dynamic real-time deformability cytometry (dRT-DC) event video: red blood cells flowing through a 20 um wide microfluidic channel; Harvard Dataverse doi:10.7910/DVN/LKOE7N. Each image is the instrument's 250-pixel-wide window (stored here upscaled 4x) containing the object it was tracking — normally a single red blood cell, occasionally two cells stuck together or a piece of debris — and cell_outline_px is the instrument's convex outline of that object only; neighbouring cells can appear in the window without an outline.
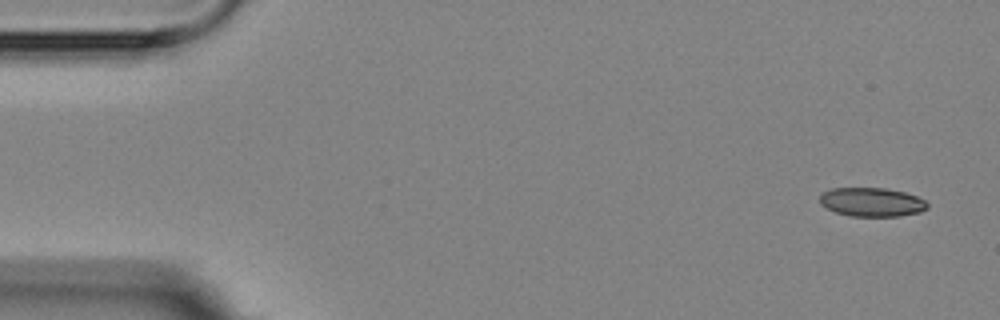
{"species": "Egyptian fruit bat (a non-hibernating species)", "species_latin": "Rousettus aegyptiacus", "temperature_condition": "room temperature", "stored_images_in_passage": 9, "camera_frame_rate_fps": 3000, "um_per_image_px": 0.085, "animal": {"sex": "female"}, "frame": {"image": 1, "passage_image": 1, "time_ms": 0.0, "image_size_px": [1000, 320], "cell_outline_px": [[928, 208], [920, 212], [900, 216], [848, 216], [836, 212], [820, 204], [820, 192], [832, 188], [884, 188], [904, 192], [916, 196], [924, 200], [928, 204]], "centroid_in_image_um": [74.08, 17.17], "position_along_channel_um": 10.9, "area_um2": 18.15}}
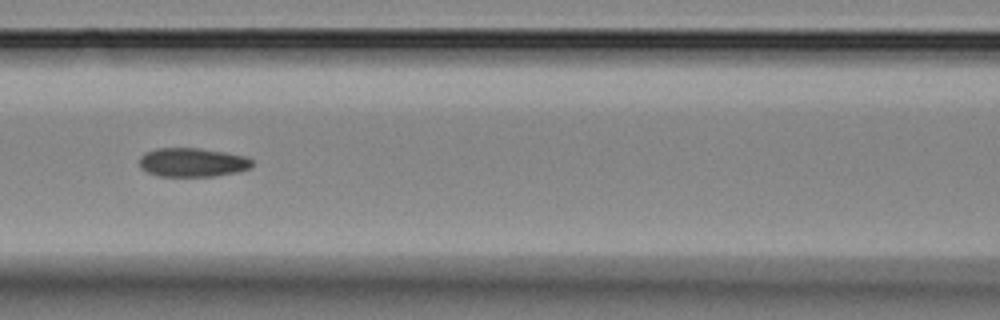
{"frame": {"image": 2, "passage_image": 7, "time_ms": 7.0, "image_size_px": [1000, 320], "cell_outline_px": [[252, 164], [248, 168], [236, 172], [216, 176], [156, 176], [140, 168], [140, 156], [144, 152], [156, 148], [200, 148], [224, 152], [244, 156], [252, 160]], "centroid_in_image_um": [16.3, 13.8], "position_along_channel_um": 150.3, "area_um2": 18.96}}
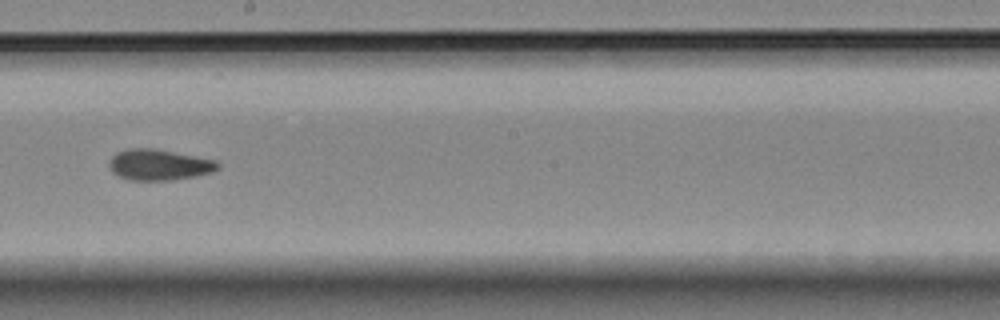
{"frame": {"image": 3, "passage_image": 9, "time_ms": 9.333, "image_size_px": [1000, 320], "cell_outline_px": [[220, 168], [212, 172], [196, 176], [172, 180], [128, 180], [112, 172], [108, 164], [112, 156], [116, 152], [128, 148], [152, 148], [216, 160], [220, 164]], "centroid_in_image_um": [13.51, 14.01], "position_along_channel_um": 234.7, "area_um2": 19.59}}